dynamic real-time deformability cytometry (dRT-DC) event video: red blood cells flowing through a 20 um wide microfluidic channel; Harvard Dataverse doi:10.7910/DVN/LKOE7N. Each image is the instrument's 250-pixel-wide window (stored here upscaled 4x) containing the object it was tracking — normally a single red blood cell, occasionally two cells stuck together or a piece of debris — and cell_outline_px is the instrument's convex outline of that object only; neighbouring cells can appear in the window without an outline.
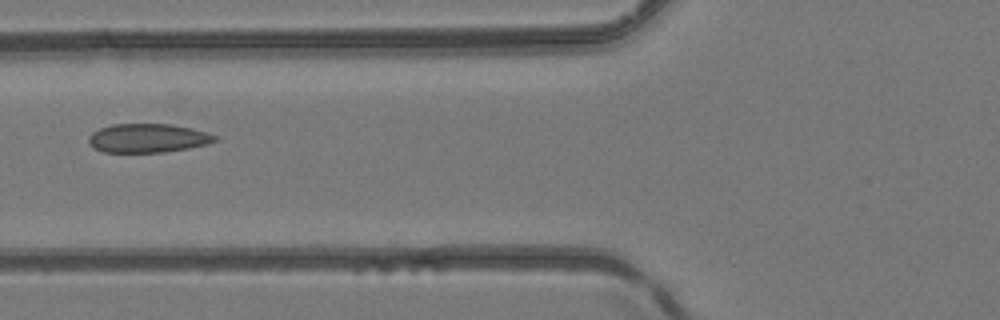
{"species": "common noctule bat (a hibernating species)", "species_latin": "Nyctalus noctula", "temperature_condition": "room temperature", "stored_images_in_passage": 23, "camera_frame_rate_fps": 3000, "um_per_image_px": 0.085, "animal": {"sex": "female", "body_mass_g": 24.6, "forearm_length_mm": 56.2}, "frame": {"image": 1, "passage_image": 19, "time_ms": 6.0, "image_size_px": [1000, 320], "cell_outline_px": [[220, 140], [208, 144], [188, 148], [164, 152], [104, 152], [88, 144], [88, 136], [92, 132], [100, 128], [112, 124], [172, 124], [192, 128], [208, 132], [216, 136]], "centroid_in_image_um": [12.59, 11.73], "position_along_channel_um": 113.2, "area_um2": 21.39}}
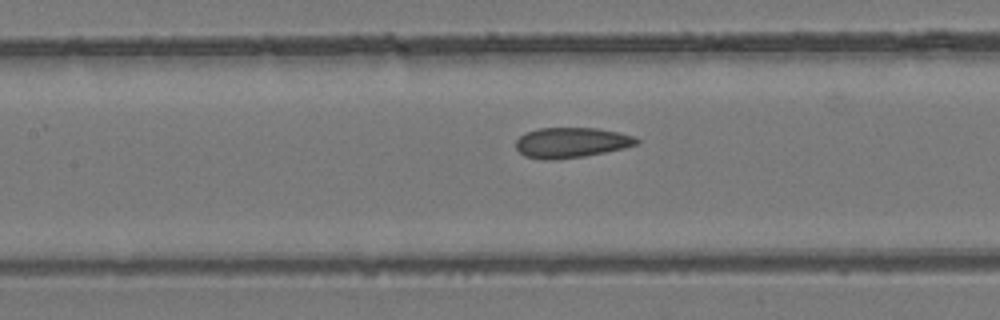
{"frame": {"image": 2, "passage_image": 22, "time_ms": 7.0, "image_size_px": [1000, 320], "cell_outline_px": [[640, 140], [636, 144], [624, 148], [584, 156], [556, 160], [540, 160], [524, 156], [516, 148], [516, 140], [524, 132], [540, 128], [596, 128], [620, 132], [632, 136]], "centroid_in_image_um": [48.51, 12.12], "position_along_channel_um": 158.9, "area_um2": 21.39}}